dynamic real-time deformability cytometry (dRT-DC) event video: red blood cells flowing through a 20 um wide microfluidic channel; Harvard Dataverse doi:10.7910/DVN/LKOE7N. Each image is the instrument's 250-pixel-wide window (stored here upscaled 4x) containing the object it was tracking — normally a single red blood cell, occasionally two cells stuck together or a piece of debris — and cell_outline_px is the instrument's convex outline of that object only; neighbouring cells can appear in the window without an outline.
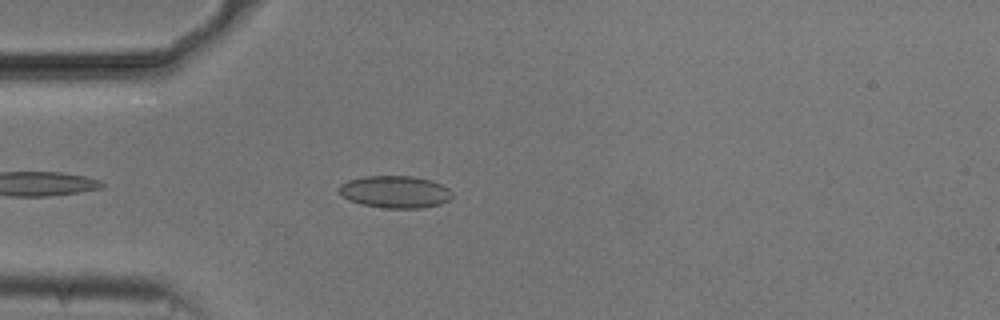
{"species": "common noctule bat (a hibernating species)", "species_latin": "Nyctalus noctula", "temperature_condition": "cold", "stored_images_in_passage": 17, "camera_frame_rate_fps": 3000, "um_per_image_px": 0.085, "animal": {"sex": "male", "body_mass_g": 20.5, "forearm_length_mm": 52.5}, "frame": {"image": 1, "passage_image": 6, "time_ms": 1.667, "image_size_px": [1000, 320], "cell_outline_px": [[452, 196], [448, 200], [440, 204], [424, 208], [384, 208], [360, 204], [348, 200], [340, 192], [340, 184], [348, 180], [364, 176], [412, 176], [432, 180], [448, 188], [452, 192]], "centroid_in_image_um": [33.59, 16.31], "position_along_channel_um": 51.4, "area_um2": 21.27}}
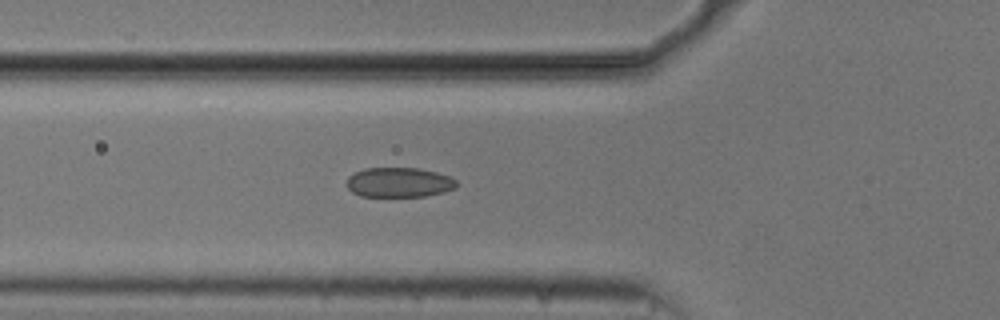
{"frame": {"image": 2, "passage_image": 10, "time_ms": 3.0, "image_size_px": [1000, 320], "cell_outline_px": [[456, 188], [444, 192], [424, 196], [360, 196], [352, 192], [344, 184], [348, 176], [364, 168], [420, 168], [436, 172], [448, 176], [456, 180]], "centroid_in_image_um": [33.88, 15.5], "position_along_channel_um": 91.9, "area_um2": 19.13}}